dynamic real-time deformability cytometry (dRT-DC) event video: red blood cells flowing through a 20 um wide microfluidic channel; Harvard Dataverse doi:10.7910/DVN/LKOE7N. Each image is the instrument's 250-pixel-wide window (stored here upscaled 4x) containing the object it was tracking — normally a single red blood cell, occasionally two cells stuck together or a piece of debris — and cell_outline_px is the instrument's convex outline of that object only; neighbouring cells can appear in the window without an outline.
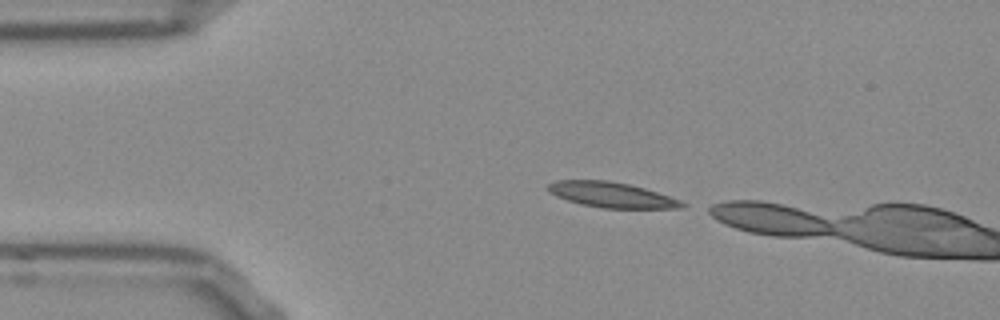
{"species": "Egyptian fruit bat (a non-hibernating species)", "species_latin": "Rousettus aegyptiacus", "temperature_condition": "room temperature", "stored_images_in_passage": 4, "camera_frame_rate_fps": 3000, "um_per_image_px": 0.085, "frame": {"image": 1, "passage_image": 1, "time_ms": 0.0, "image_size_px": [1000, 320], "cell_outline_px": [[688, 204], [684, 208], [604, 208], [580, 204], [556, 196], [548, 188], [548, 184], [556, 180], [608, 180], [628, 184], [644, 188], [680, 200]], "centroid_in_image_um": [52.01, 16.56], "position_along_channel_um": 33.0, "area_um2": 19.59}}